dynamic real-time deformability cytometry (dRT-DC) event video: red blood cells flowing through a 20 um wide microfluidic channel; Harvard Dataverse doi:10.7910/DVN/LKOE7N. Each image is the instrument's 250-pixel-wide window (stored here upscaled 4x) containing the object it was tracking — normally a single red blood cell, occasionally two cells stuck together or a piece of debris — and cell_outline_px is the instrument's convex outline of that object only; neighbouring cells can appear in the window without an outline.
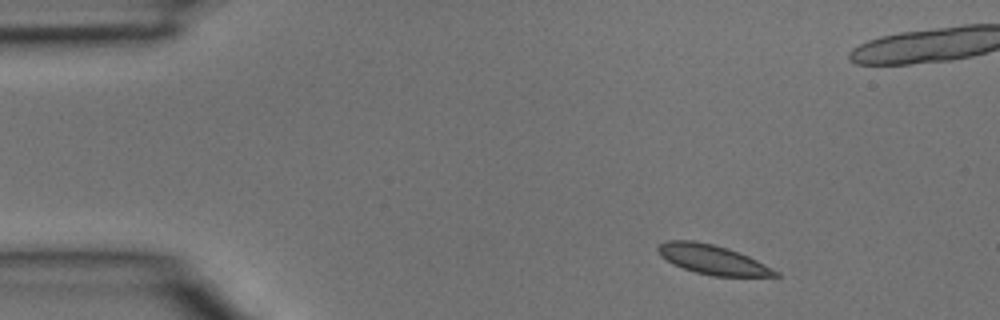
{"species": "common noctule bat (a hibernating species)", "species_latin": "Nyctalus noctula", "temperature_condition": "room temperature", "stored_images_in_passage": 4, "camera_frame_rate_fps": 3000, "um_per_image_px": 0.085, "animal": {"sex": "male", "body_mass_g": 15.6}, "frame": {"image": 1, "passage_image": 1, "time_ms": 0.0, "image_size_px": [1000, 320], "cell_outline_px": [[780, 276], [712, 276], [696, 272], [684, 268], [660, 256], [656, 248], [660, 244], [668, 240], [696, 240], [728, 248], [748, 256], [780, 272]], "centroid_in_image_um": [60.57, 22.05], "position_along_channel_um": 24.4, "area_um2": 19.88}}